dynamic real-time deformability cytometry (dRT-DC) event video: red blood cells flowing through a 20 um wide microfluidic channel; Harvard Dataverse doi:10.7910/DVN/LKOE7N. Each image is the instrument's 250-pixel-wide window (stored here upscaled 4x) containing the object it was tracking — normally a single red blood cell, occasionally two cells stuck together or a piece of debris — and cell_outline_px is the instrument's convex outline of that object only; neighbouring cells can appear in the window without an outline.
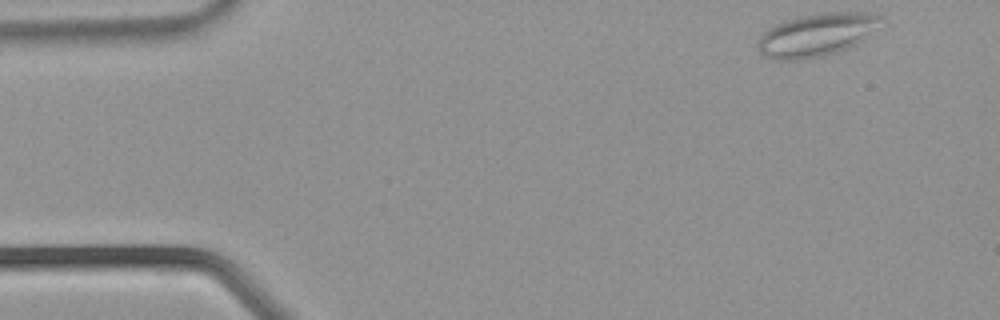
{"species": "common noctule bat (a hibernating species)", "species_latin": "Nyctalus noctula", "temperature_condition": "warm", "stored_images_in_passage": 34, "camera_frame_rate_fps": 3000, "um_per_image_px": 0.085, "animal": {"sex": "male", "body_mass_g": 21.5, "forearm_length_mm": 52.0}, "frame": {"image": 1, "passage_image": 1, "time_ms": 0.0, "image_size_px": [1000, 320], "cell_outline_px": [[880, 16], [876, 28], [852, 44], [844, 48], [824, 56], [796, 60], [772, 60], [764, 56], [760, 52], [756, 44], [760, 36], [764, 32], [776, 24], [784, 20], [796, 16], [820, 12], [868, 12]], "centroid_in_image_um": [69.29, 2.95], "position_along_channel_um": 15.7, "area_um2": 30.29}}
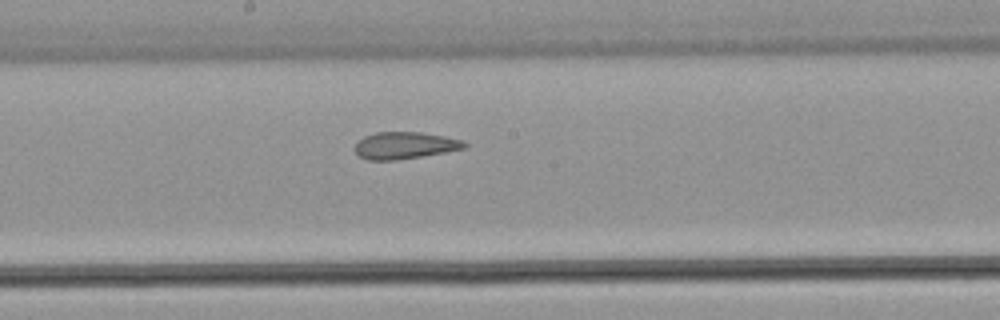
{"frame": {"image": 2, "passage_image": 17, "time_ms": 5.333, "image_size_px": [1000, 320], "cell_outline_px": [[468, 144], [464, 148], [444, 152], [396, 160], [368, 160], [360, 156], [352, 148], [364, 136], [376, 132], [420, 132], [444, 136], [464, 140]], "centroid_in_image_um": [34.39, 12.35], "position_along_channel_um": 213.8, "area_um2": 17.11}}
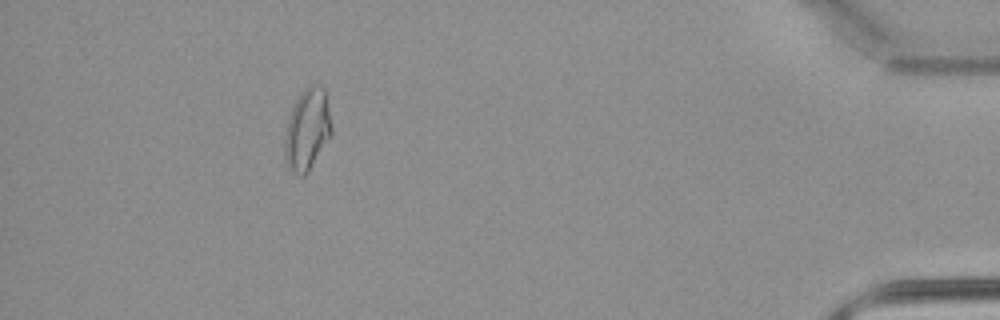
{"frame": {"image": 3, "passage_image": 31, "time_ms": 10.0, "image_size_px": [1000, 320], "cell_outline_px": [[332, 132], [308, 172], [304, 176], [300, 176], [288, 164], [284, 156], [284, 136], [288, 120], [292, 108], [300, 92], [312, 80], [320, 84], [324, 88], [332, 124]], "centroid_in_image_um": [26.12, 10.92], "position_along_channel_um": 409.1, "area_um2": 22.25}}